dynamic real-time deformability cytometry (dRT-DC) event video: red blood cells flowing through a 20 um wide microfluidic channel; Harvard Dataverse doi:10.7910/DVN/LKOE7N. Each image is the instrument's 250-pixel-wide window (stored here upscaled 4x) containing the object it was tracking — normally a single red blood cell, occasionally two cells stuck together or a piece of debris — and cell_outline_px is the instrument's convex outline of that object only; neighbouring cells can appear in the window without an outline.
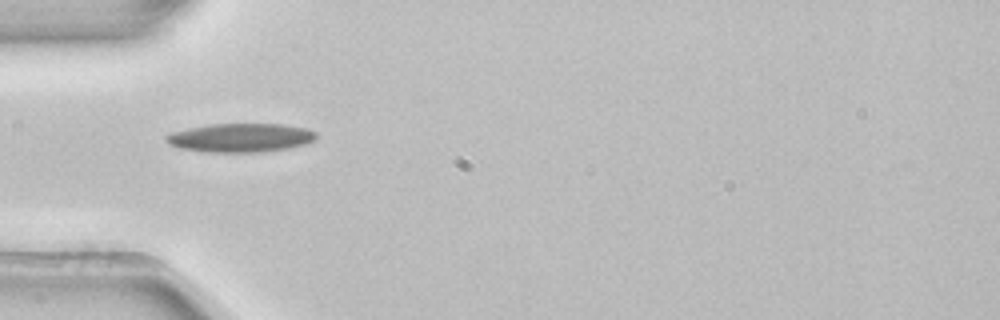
{"species": "common noctule bat (a hibernating species)", "species_latin": "Nyctalus noctula", "temperature_condition": "room temperature", "stored_images_in_passage": 2, "camera_frame_rate_fps": 3000, "um_per_image_px": 0.085, "animal": {"sex": "female", "body_mass_g": 22.7, "forearm_length_mm": 54.2}, "frame": {"image": 1, "passage_image": 1, "time_ms": 0.0, "image_size_px": [1000, 320], "cell_outline_px": [[316, 136], [312, 140], [304, 144], [288, 148], [260, 152], [208, 152], [180, 148], [168, 144], [164, 140], [164, 136], [172, 132], [188, 128], [212, 124], [284, 124], [308, 128], [316, 132]], "centroid_in_image_um": [20.42, 11.7], "position_along_channel_um": 64.6, "area_um2": 25.14}}